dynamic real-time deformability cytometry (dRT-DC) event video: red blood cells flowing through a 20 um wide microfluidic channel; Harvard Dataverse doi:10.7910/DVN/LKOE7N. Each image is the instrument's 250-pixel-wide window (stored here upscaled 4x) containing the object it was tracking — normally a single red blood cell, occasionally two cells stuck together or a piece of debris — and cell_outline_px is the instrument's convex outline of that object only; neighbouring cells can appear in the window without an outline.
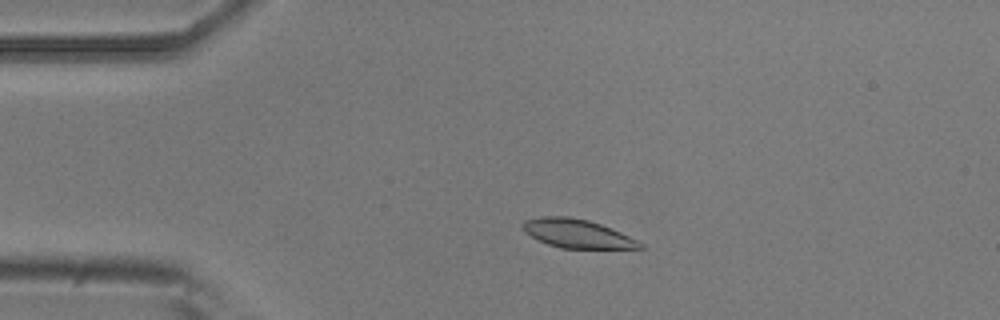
{"species": "common noctule bat (a hibernating species)", "species_latin": "Nyctalus noctula", "temperature_condition": "room temperature", "stored_images_in_passage": 51, "camera_frame_rate_fps": 3000, "um_per_image_px": 0.085, "animal": {"sex": "male", "body_mass_g": 20.5, "forearm_length_mm": 52.5}, "frame": {"image": 1, "passage_image": 9, "time_ms": 2.667, "image_size_px": [1000, 320], "cell_outline_px": [[644, 248], [560, 248], [548, 244], [524, 232], [520, 224], [524, 220], [540, 216], [568, 216], [588, 220], [600, 224], [620, 232], [644, 244]], "centroid_in_image_um": [49.01, 19.84], "position_along_channel_um": 36.0, "area_um2": 19.42}}
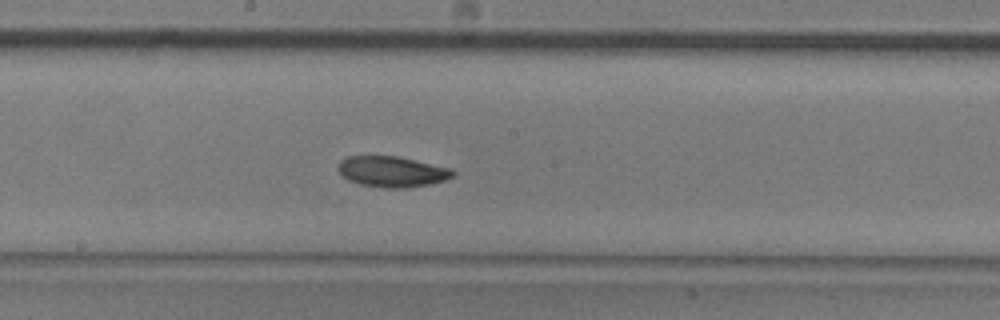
{"frame": {"image": 2, "passage_image": 26, "time_ms": 8.333, "image_size_px": [1000, 320], "cell_outline_px": [[456, 172], [452, 176], [444, 180], [432, 184], [408, 188], [380, 188], [360, 184], [348, 180], [336, 168], [340, 160], [348, 156], [396, 156], [452, 168]], "centroid_in_image_um": [33.32, 14.6], "position_along_channel_um": 214.9, "area_um2": 20.69}}
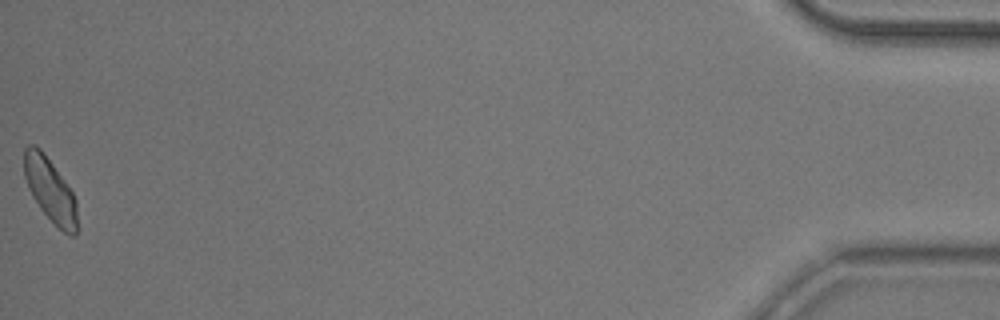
{"frame": {"image": 3, "passage_image": 51, "time_ms": 16.667, "image_size_px": [1000, 320], "cell_outline_px": [[80, 228], [72, 236], [68, 236], [40, 208], [32, 196], [28, 188], [24, 176], [24, 148], [28, 144], [36, 144], [40, 148], [64, 180], [72, 192], [76, 200]], "centroid_in_image_um": [4.28, 16.17], "position_along_channel_um": 430.9, "area_um2": 19.83}, "authors_computed_cell_mechanics": {"area_um2": 20.0566, "velocity_mm_per_s": 3.788, "shape_relaxation_time_tau1_ms": 3.0604, "shape_relaxation_time_tau2_ms": 2.3707, "deformation_change_tau1": 0.1054, "deformation_change_tau2": 0.0481}}